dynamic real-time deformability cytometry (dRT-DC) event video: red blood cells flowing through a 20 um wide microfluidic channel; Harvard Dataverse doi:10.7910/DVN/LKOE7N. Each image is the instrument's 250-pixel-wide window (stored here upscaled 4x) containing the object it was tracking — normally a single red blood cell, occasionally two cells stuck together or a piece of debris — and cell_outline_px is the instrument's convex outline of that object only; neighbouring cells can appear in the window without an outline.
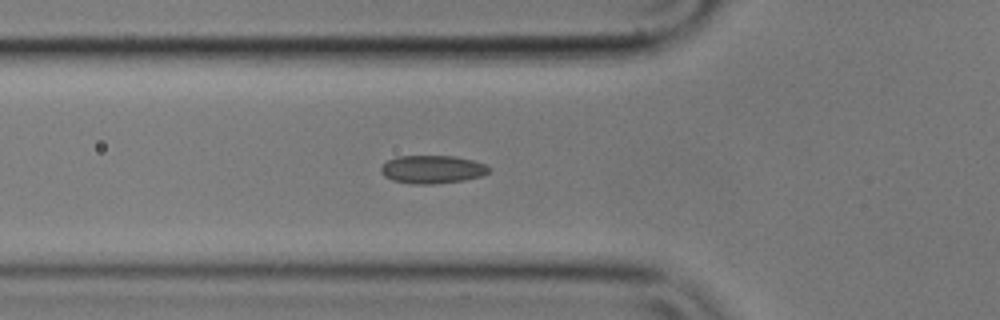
{"species": "common noctule bat (a hibernating species)", "species_latin": "Nyctalus noctula", "temperature_condition": "cold", "stored_images_in_passage": 57, "camera_frame_rate_fps": 3000, "um_per_image_px": 0.085, "animal": {"sex": "male", "body_mass_g": 17.9}, "frame": {"image": 1, "passage_image": 19, "time_ms": 6.0, "image_size_px": [1000, 320], "cell_outline_px": [[492, 168], [488, 172], [480, 176], [464, 180], [432, 184], [412, 184], [392, 180], [384, 176], [380, 172], [380, 168], [388, 160], [396, 156], [456, 156], [472, 160], [484, 164]], "centroid_in_image_um": [36.72, 14.39], "position_along_channel_um": 89.1, "area_um2": 17.69}}
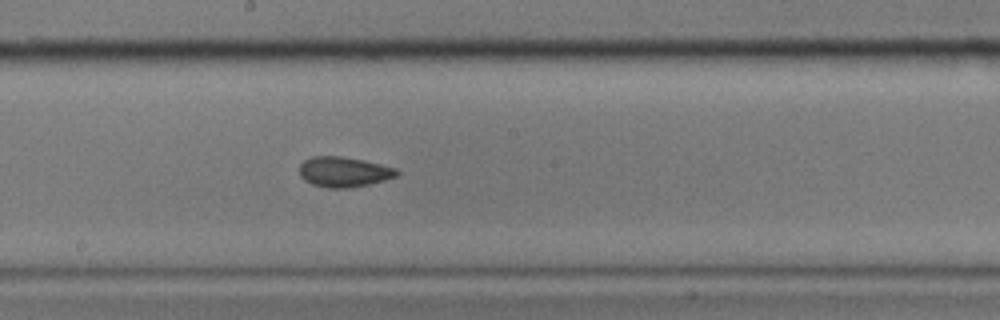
{"frame": {"image": 2, "passage_image": 30, "time_ms": 9.667, "image_size_px": [1000, 320], "cell_outline_px": [[400, 172], [396, 176], [384, 180], [368, 184], [348, 188], [328, 188], [312, 184], [304, 180], [300, 176], [300, 164], [304, 160], [312, 156], [340, 156], [364, 160], [396, 168]], "centroid_in_image_um": [29.21, 14.6], "position_along_channel_um": 219.0, "area_um2": 17.11}}
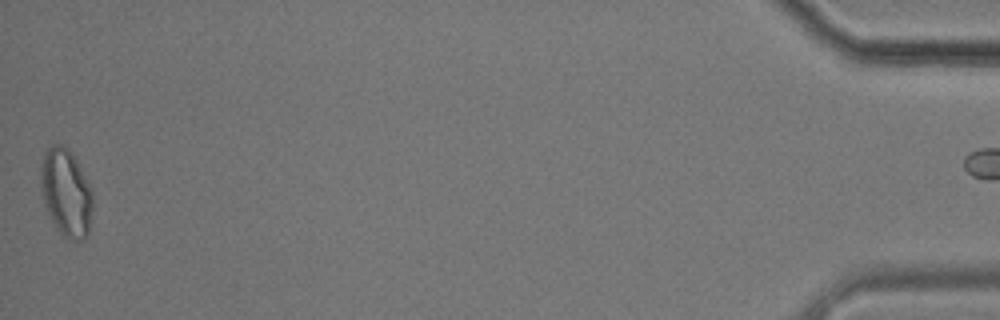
{"frame": {"image": 3, "passage_image": 56, "time_ms": 18.333, "image_size_px": [1000, 320], "cell_outline_px": [[92, 208], [88, 236], [84, 240], [72, 240], [60, 236], [44, 204], [40, 172], [40, 160], [44, 152], [52, 144], [64, 144], [68, 148], [76, 160], [92, 188]], "centroid_in_image_um": [5.62, 16.38], "position_along_channel_um": 429.6, "area_um2": 26.82}}